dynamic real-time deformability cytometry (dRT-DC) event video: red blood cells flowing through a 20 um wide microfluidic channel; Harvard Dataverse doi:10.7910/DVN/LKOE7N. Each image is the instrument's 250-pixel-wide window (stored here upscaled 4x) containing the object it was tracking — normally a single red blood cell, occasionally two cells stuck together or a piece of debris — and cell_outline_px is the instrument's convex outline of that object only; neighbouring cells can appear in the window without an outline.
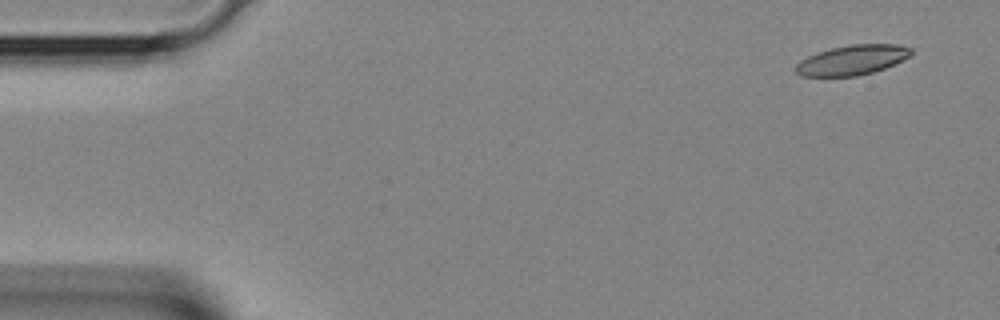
{"species": "Egyptian fruit bat (a non-hibernating species)", "species_latin": "Rousettus aegyptiacus", "temperature_condition": "room temperature", "stored_images_in_passage": 3, "segment_of_instrument_passage": [2, 2], "camera_frame_rate_fps": 3000, "um_per_image_px": 0.085, "animal": {"sex": "female"}, "frame": {"image": 1, "passage_image": 3, "time_ms": 0.667, "image_size_px": [1000, 320], "cell_outline_px": [[912, 56], [884, 68], [872, 72], [856, 76], [800, 76], [796, 72], [796, 64], [800, 60], [816, 52], [832, 48], [852, 44], [900, 44], [912, 48]], "centroid_in_image_um": [72.45, 5.09], "position_along_channel_um": 12.5, "area_um2": 20.11}}